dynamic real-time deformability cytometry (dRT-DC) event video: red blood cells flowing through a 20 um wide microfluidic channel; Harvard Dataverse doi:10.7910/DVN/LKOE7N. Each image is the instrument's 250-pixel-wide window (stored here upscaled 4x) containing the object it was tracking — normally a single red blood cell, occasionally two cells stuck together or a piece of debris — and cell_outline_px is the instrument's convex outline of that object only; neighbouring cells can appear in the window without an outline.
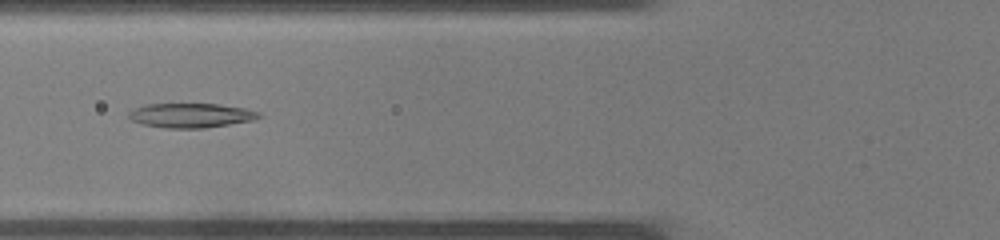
{"species": "common noctule bat (a hibernating species)", "species_latin": "Nyctalus noctula", "temperature_condition": "warm", "stored_images_in_passage": 26, "camera_frame_rate_fps": 3000, "um_per_image_px": 0.085, "animal": {"sex": "male", "body_mass_g": 19.0, "forearm_length_mm": 50.8}, "frame": {"image": 1, "passage_image": 6, "time_ms": 1.667, "image_size_px": [1000, 240], "cell_outline_px": [[260, 116], [252, 120], [204, 128], [164, 128], [144, 124], [132, 120], [128, 116], [128, 112], [136, 108], [148, 104], [220, 104], [244, 108], [260, 112]], "centroid_in_image_um": [16.22, 9.8], "position_along_channel_um": 109.6, "area_um2": 18.26}}
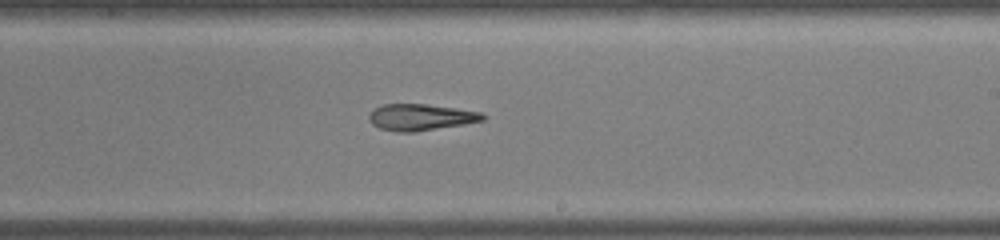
{"frame": {"image": 2, "passage_image": 14, "time_ms": 4.333, "image_size_px": [1000, 240], "cell_outline_px": [[488, 116], [484, 120], [464, 124], [412, 132], [400, 132], [380, 128], [372, 124], [368, 116], [376, 108], [384, 104], [428, 104], [456, 108], [480, 112]], "centroid_in_image_um": [35.79, 9.95], "position_along_channel_um": 253.2, "area_um2": 17.34}}
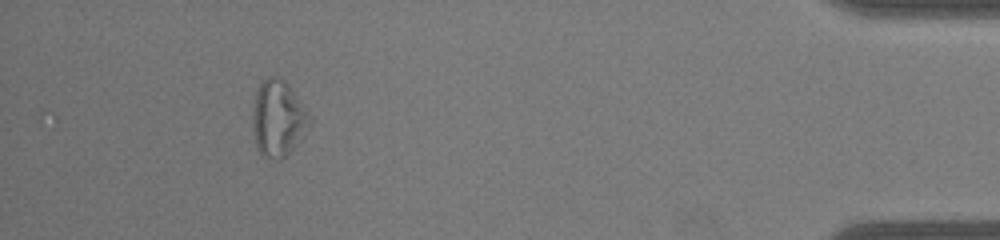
{"frame": {"image": 3, "passage_image": 26, "time_ms": 8.333, "image_size_px": [1000, 240], "cell_outline_px": [[312, 120], [296, 144], [280, 160], [276, 160], [264, 156], [256, 148], [252, 124], [252, 112], [256, 88], [268, 76], [272, 76], [284, 80], [288, 84], [312, 116]], "centroid_in_image_um": [23.61, 10.05], "position_along_channel_um": 411.6, "area_um2": 25.2}}